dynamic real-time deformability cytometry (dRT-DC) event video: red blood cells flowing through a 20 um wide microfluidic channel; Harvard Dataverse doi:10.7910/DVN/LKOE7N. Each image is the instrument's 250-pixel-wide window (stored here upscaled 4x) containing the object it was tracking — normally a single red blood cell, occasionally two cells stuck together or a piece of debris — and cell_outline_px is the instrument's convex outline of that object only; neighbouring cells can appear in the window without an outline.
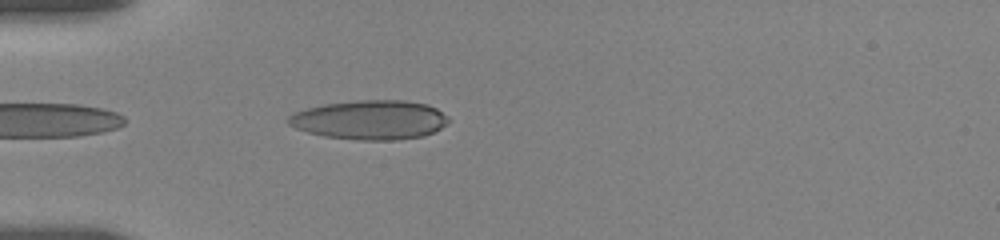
{"species": "human", "species_latin": "Homo sapiens", "temperature_condition": "room temperature", "stored_images_in_passage": 11, "camera_frame_rate_fps": 3000, "um_per_image_px": 0.085, "donor": {"sex": "female"}, "frame": {"image": 1, "passage_image": 7, "time_ms": 5.0, "image_size_px": [1000, 240], "cell_outline_px": [[448, 120], [440, 128], [424, 136], [396, 140], [360, 140], [324, 136], [308, 132], [296, 128], [288, 124], [284, 120], [288, 116], [296, 112], [308, 108], [324, 104], [356, 100], [404, 100], [428, 104], [436, 108], [448, 116]], "centroid_in_image_um": [31.43, 10.18], "position_along_channel_um": 53.6, "area_um2": 36.65}}
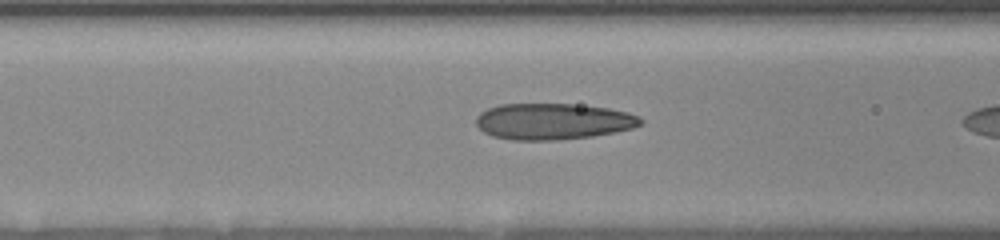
{"frame": {"image": 2, "passage_image": 10, "time_ms": 6.0, "image_size_px": [1000, 240], "cell_outline_px": [[644, 120], [640, 124], [632, 128], [616, 132], [592, 136], [556, 140], [512, 140], [492, 136], [484, 132], [476, 124], [476, 116], [480, 112], [488, 108], [500, 104], [572, 104], [608, 108], [628, 112], [640, 116]], "centroid_in_image_um": [47.01, 10.32], "position_along_channel_um": 119.6, "area_um2": 34.85}}